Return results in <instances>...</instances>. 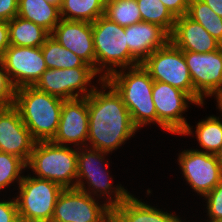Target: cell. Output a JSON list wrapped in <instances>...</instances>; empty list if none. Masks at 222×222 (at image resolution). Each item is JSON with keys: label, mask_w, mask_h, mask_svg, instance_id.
<instances>
[{"label": "cell", "mask_w": 222, "mask_h": 222, "mask_svg": "<svg viewBox=\"0 0 222 222\" xmlns=\"http://www.w3.org/2000/svg\"><path fill=\"white\" fill-rule=\"evenodd\" d=\"M141 64L154 81L167 83L186 92L198 106H203L204 100L194 91L183 51L171 41L152 52Z\"/></svg>", "instance_id": "cell-6"}, {"label": "cell", "mask_w": 222, "mask_h": 222, "mask_svg": "<svg viewBox=\"0 0 222 222\" xmlns=\"http://www.w3.org/2000/svg\"><path fill=\"white\" fill-rule=\"evenodd\" d=\"M196 138L206 153L215 154L222 146V121L219 117L209 116L197 123Z\"/></svg>", "instance_id": "cell-26"}, {"label": "cell", "mask_w": 222, "mask_h": 222, "mask_svg": "<svg viewBox=\"0 0 222 222\" xmlns=\"http://www.w3.org/2000/svg\"><path fill=\"white\" fill-rule=\"evenodd\" d=\"M19 0H0V20L10 21L17 16Z\"/></svg>", "instance_id": "cell-35"}, {"label": "cell", "mask_w": 222, "mask_h": 222, "mask_svg": "<svg viewBox=\"0 0 222 222\" xmlns=\"http://www.w3.org/2000/svg\"><path fill=\"white\" fill-rule=\"evenodd\" d=\"M194 91L204 100L222 89V46L213 52L183 51Z\"/></svg>", "instance_id": "cell-13"}, {"label": "cell", "mask_w": 222, "mask_h": 222, "mask_svg": "<svg viewBox=\"0 0 222 222\" xmlns=\"http://www.w3.org/2000/svg\"><path fill=\"white\" fill-rule=\"evenodd\" d=\"M187 16L201 24L222 44V17H219L204 1L190 0Z\"/></svg>", "instance_id": "cell-25"}, {"label": "cell", "mask_w": 222, "mask_h": 222, "mask_svg": "<svg viewBox=\"0 0 222 222\" xmlns=\"http://www.w3.org/2000/svg\"><path fill=\"white\" fill-rule=\"evenodd\" d=\"M10 45L41 47L51 35L46 29L19 16L8 21Z\"/></svg>", "instance_id": "cell-21"}, {"label": "cell", "mask_w": 222, "mask_h": 222, "mask_svg": "<svg viewBox=\"0 0 222 222\" xmlns=\"http://www.w3.org/2000/svg\"><path fill=\"white\" fill-rule=\"evenodd\" d=\"M51 36L95 69L92 23L61 19Z\"/></svg>", "instance_id": "cell-16"}, {"label": "cell", "mask_w": 222, "mask_h": 222, "mask_svg": "<svg viewBox=\"0 0 222 222\" xmlns=\"http://www.w3.org/2000/svg\"><path fill=\"white\" fill-rule=\"evenodd\" d=\"M106 0H63L61 19L93 23L105 13Z\"/></svg>", "instance_id": "cell-23"}, {"label": "cell", "mask_w": 222, "mask_h": 222, "mask_svg": "<svg viewBox=\"0 0 222 222\" xmlns=\"http://www.w3.org/2000/svg\"><path fill=\"white\" fill-rule=\"evenodd\" d=\"M177 160L189 186L202 197L222 181V172L215 154L190 149L182 151Z\"/></svg>", "instance_id": "cell-11"}, {"label": "cell", "mask_w": 222, "mask_h": 222, "mask_svg": "<svg viewBox=\"0 0 222 222\" xmlns=\"http://www.w3.org/2000/svg\"><path fill=\"white\" fill-rule=\"evenodd\" d=\"M170 41L181 51L198 53L213 52L222 46L201 24L187 15L176 18Z\"/></svg>", "instance_id": "cell-17"}, {"label": "cell", "mask_w": 222, "mask_h": 222, "mask_svg": "<svg viewBox=\"0 0 222 222\" xmlns=\"http://www.w3.org/2000/svg\"><path fill=\"white\" fill-rule=\"evenodd\" d=\"M89 113L86 98L64 100L57 132L51 140L54 144L77 148L87 146ZM82 145V146H81Z\"/></svg>", "instance_id": "cell-14"}, {"label": "cell", "mask_w": 222, "mask_h": 222, "mask_svg": "<svg viewBox=\"0 0 222 222\" xmlns=\"http://www.w3.org/2000/svg\"><path fill=\"white\" fill-rule=\"evenodd\" d=\"M152 100L157 114V124L161 129L177 135H193L192 128L182 113L187 110L188 103L196 102L184 91L167 83L154 81Z\"/></svg>", "instance_id": "cell-8"}, {"label": "cell", "mask_w": 222, "mask_h": 222, "mask_svg": "<svg viewBox=\"0 0 222 222\" xmlns=\"http://www.w3.org/2000/svg\"><path fill=\"white\" fill-rule=\"evenodd\" d=\"M189 1L190 0H161L175 18L187 15Z\"/></svg>", "instance_id": "cell-34"}, {"label": "cell", "mask_w": 222, "mask_h": 222, "mask_svg": "<svg viewBox=\"0 0 222 222\" xmlns=\"http://www.w3.org/2000/svg\"><path fill=\"white\" fill-rule=\"evenodd\" d=\"M15 87L11 83L0 57V107L13 106L15 103Z\"/></svg>", "instance_id": "cell-32"}, {"label": "cell", "mask_w": 222, "mask_h": 222, "mask_svg": "<svg viewBox=\"0 0 222 222\" xmlns=\"http://www.w3.org/2000/svg\"><path fill=\"white\" fill-rule=\"evenodd\" d=\"M35 142L14 105L0 107V151L17 156L27 164Z\"/></svg>", "instance_id": "cell-15"}, {"label": "cell", "mask_w": 222, "mask_h": 222, "mask_svg": "<svg viewBox=\"0 0 222 222\" xmlns=\"http://www.w3.org/2000/svg\"><path fill=\"white\" fill-rule=\"evenodd\" d=\"M104 16L123 27L142 21L136 0H106Z\"/></svg>", "instance_id": "cell-27"}, {"label": "cell", "mask_w": 222, "mask_h": 222, "mask_svg": "<svg viewBox=\"0 0 222 222\" xmlns=\"http://www.w3.org/2000/svg\"><path fill=\"white\" fill-rule=\"evenodd\" d=\"M97 75L94 67L46 69L34 87L64 100L86 98L96 88L90 85Z\"/></svg>", "instance_id": "cell-10"}, {"label": "cell", "mask_w": 222, "mask_h": 222, "mask_svg": "<svg viewBox=\"0 0 222 222\" xmlns=\"http://www.w3.org/2000/svg\"><path fill=\"white\" fill-rule=\"evenodd\" d=\"M102 89L87 96L89 132L87 146L110 153L118 149L138 130L132 123L122 97L105 79ZM109 89L107 92L105 90Z\"/></svg>", "instance_id": "cell-1"}, {"label": "cell", "mask_w": 222, "mask_h": 222, "mask_svg": "<svg viewBox=\"0 0 222 222\" xmlns=\"http://www.w3.org/2000/svg\"><path fill=\"white\" fill-rule=\"evenodd\" d=\"M179 216L153 207V222H184Z\"/></svg>", "instance_id": "cell-36"}, {"label": "cell", "mask_w": 222, "mask_h": 222, "mask_svg": "<svg viewBox=\"0 0 222 222\" xmlns=\"http://www.w3.org/2000/svg\"><path fill=\"white\" fill-rule=\"evenodd\" d=\"M214 96L217 100L218 109L222 112V89H220Z\"/></svg>", "instance_id": "cell-39"}, {"label": "cell", "mask_w": 222, "mask_h": 222, "mask_svg": "<svg viewBox=\"0 0 222 222\" xmlns=\"http://www.w3.org/2000/svg\"><path fill=\"white\" fill-rule=\"evenodd\" d=\"M17 16L32 21L50 34L60 22V8L46 0H19Z\"/></svg>", "instance_id": "cell-20"}, {"label": "cell", "mask_w": 222, "mask_h": 222, "mask_svg": "<svg viewBox=\"0 0 222 222\" xmlns=\"http://www.w3.org/2000/svg\"><path fill=\"white\" fill-rule=\"evenodd\" d=\"M107 154L109 153L91 148L90 146L77 148V172L107 169L109 167V163L106 162L108 160H104L105 155L107 156Z\"/></svg>", "instance_id": "cell-30"}, {"label": "cell", "mask_w": 222, "mask_h": 222, "mask_svg": "<svg viewBox=\"0 0 222 222\" xmlns=\"http://www.w3.org/2000/svg\"><path fill=\"white\" fill-rule=\"evenodd\" d=\"M208 222H222V181L205 197Z\"/></svg>", "instance_id": "cell-31"}, {"label": "cell", "mask_w": 222, "mask_h": 222, "mask_svg": "<svg viewBox=\"0 0 222 222\" xmlns=\"http://www.w3.org/2000/svg\"><path fill=\"white\" fill-rule=\"evenodd\" d=\"M142 21L162 27L169 35L173 32L176 18L161 0H136Z\"/></svg>", "instance_id": "cell-28"}, {"label": "cell", "mask_w": 222, "mask_h": 222, "mask_svg": "<svg viewBox=\"0 0 222 222\" xmlns=\"http://www.w3.org/2000/svg\"><path fill=\"white\" fill-rule=\"evenodd\" d=\"M204 1L219 17H222V0H202Z\"/></svg>", "instance_id": "cell-38"}, {"label": "cell", "mask_w": 222, "mask_h": 222, "mask_svg": "<svg viewBox=\"0 0 222 222\" xmlns=\"http://www.w3.org/2000/svg\"><path fill=\"white\" fill-rule=\"evenodd\" d=\"M26 165L36 178L50 180L63 189L76 188L77 148L38 141Z\"/></svg>", "instance_id": "cell-5"}, {"label": "cell", "mask_w": 222, "mask_h": 222, "mask_svg": "<svg viewBox=\"0 0 222 222\" xmlns=\"http://www.w3.org/2000/svg\"><path fill=\"white\" fill-rule=\"evenodd\" d=\"M27 168L26 163L19 157L0 151V190L10 184L19 183L23 179L21 173Z\"/></svg>", "instance_id": "cell-29"}, {"label": "cell", "mask_w": 222, "mask_h": 222, "mask_svg": "<svg viewBox=\"0 0 222 222\" xmlns=\"http://www.w3.org/2000/svg\"><path fill=\"white\" fill-rule=\"evenodd\" d=\"M126 70L128 71L125 72ZM105 80L122 97L137 129L151 123L157 124L156 108L152 100L154 80L142 64L116 70Z\"/></svg>", "instance_id": "cell-2"}, {"label": "cell", "mask_w": 222, "mask_h": 222, "mask_svg": "<svg viewBox=\"0 0 222 222\" xmlns=\"http://www.w3.org/2000/svg\"><path fill=\"white\" fill-rule=\"evenodd\" d=\"M15 197L20 222H51L63 188L50 180L23 175Z\"/></svg>", "instance_id": "cell-7"}, {"label": "cell", "mask_w": 222, "mask_h": 222, "mask_svg": "<svg viewBox=\"0 0 222 222\" xmlns=\"http://www.w3.org/2000/svg\"><path fill=\"white\" fill-rule=\"evenodd\" d=\"M125 36L130 54L140 64L170 41V35L162 27L144 21L126 26Z\"/></svg>", "instance_id": "cell-18"}, {"label": "cell", "mask_w": 222, "mask_h": 222, "mask_svg": "<svg viewBox=\"0 0 222 222\" xmlns=\"http://www.w3.org/2000/svg\"><path fill=\"white\" fill-rule=\"evenodd\" d=\"M1 58L15 89L34 86L47 69L41 47L10 45Z\"/></svg>", "instance_id": "cell-12"}, {"label": "cell", "mask_w": 222, "mask_h": 222, "mask_svg": "<svg viewBox=\"0 0 222 222\" xmlns=\"http://www.w3.org/2000/svg\"><path fill=\"white\" fill-rule=\"evenodd\" d=\"M47 69H65L76 67H92L72 51L63 47L51 35L41 46Z\"/></svg>", "instance_id": "cell-22"}, {"label": "cell", "mask_w": 222, "mask_h": 222, "mask_svg": "<svg viewBox=\"0 0 222 222\" xmlns=\"http://www.w3.org/2000/svg\"><path fill=\"white\" fill-rule=\"evenodd\" d=\"M0 222H20L15 197L13 200L0 201Z\"/></svg>", "instance_id": "cell-33"}, {"label": "cell", "mask_w": 222, "mask_h": 222, "mask_svg": "<svg viewBox=\"0 0 222 222\" xmlns=\"http://www.w3.org/2000/svg\"><path fill=\"white\" fill-rule=\"evenodd\" d=\"M111 222H153V207L130 194L112 208Z\"/></svg>", "instance_id": "cell-24"}, {"label": "cell", "mask_w": 222, "mask_h": 222, "mask_svg": "<svg viewBox=\"0 0 222 222\" xmlns=\"http://www.w3.org/2000/svg\"><path fill=\"white\" fill-rule=\"evenodd\" d=\"M63 101L34 86H25L15 90L14 106L36 142L51 141L58 129Z\"/></svg>", "instance_id": "cell-3"}, {"label": "cell", "mask_w": 222, "mask_h": 222, "mask_svg": "<svg viewBox=\"0 0 222 222\" xmlns=\"http://www.w3.org/2000/svg\"><path fill=\"white\" fill-rule=\"evenodd\" d=\"M108 172L109 171L107 169L77 172L76 188L88 193L90 196L96 195V197L101 196V198H103L104 196V198H106L109 195L106 198L105 203L108 204L109 207L114 208L115 206L120 205L130 195V193L121 185H117L113 188L111 183L112 178L109 177L110 173ZM85 179L87 184H89L88 189L85 187ZM111 194L114 197H112Z\"/></svg>", "instance_id": "cell-19"}, {"label": "cell", "mask_w": 222, "mask_h": 222, "mask_svg": "<svg viewBox=\"0 0 222 222\" xmlns=\"http://www.w3.org/2000/svg\"><path fill=\"white\" fill-rule=\"evenodd\" d=\"M77 188L59 194L51 222H111L112 208Z\"/></svg>", "instance_id": "cell-9"}, {"label": "cell", "mask_w": 222, "mask_h": 222, "mask_svg": "<svg viewBox=\"0 0 222 222\" xmlns=\"http://www.w3.org/2000/svg\"><path fill=\"white\" fill-rule=\"evenodd\" d=\"M10 46L8 22L0 20V57Z\"/></svg>", "instance_id": "cell-37"}, {"label": "cell", "mask_w": 222, "mask_h": 222, "mask_svg": "<svg viewBox=\"0 0 222 222\" xmlns=\"http://www.w3.org/2000/svg\"><path fill=\"white\" fill-rule=\"evenodd\" d=\"M92 31L95 70L101 74L98 83L116 72L117 68L121 70L140 64L129 52L125 27L110 21L103 15L92 23Z\"/></svg>", "instance_id": "cell-4"}, {"label": "cell", "mask_w": 222, "mask_h": 222, "mask_svg": "<svg viewBox=\"0 0 222 222\" xmlns=\"http://www.w3.org/2000/svg\"><path fill=\"white\" fill-rule=\"evenodd\" d=\"M49 4L56 5L59 8L62 5L63 0H46Z\"/></svg>", "instance_id": "cell-41"}, {"label": "cell", "mask_w": 222, "mask_h": 222, "mask_svg": "<svg viewBox=\"0 0 222 222\" xmlns=\"http://www.w3.org/2000/svg\"><path fill=\"white\" fill-rule=\"evenodd\" d=\"M217 162L220 166L221 172H222V146L221 148L215 153Z\"/></svg>", "instance_id": "cell-40"}]
</instances>
